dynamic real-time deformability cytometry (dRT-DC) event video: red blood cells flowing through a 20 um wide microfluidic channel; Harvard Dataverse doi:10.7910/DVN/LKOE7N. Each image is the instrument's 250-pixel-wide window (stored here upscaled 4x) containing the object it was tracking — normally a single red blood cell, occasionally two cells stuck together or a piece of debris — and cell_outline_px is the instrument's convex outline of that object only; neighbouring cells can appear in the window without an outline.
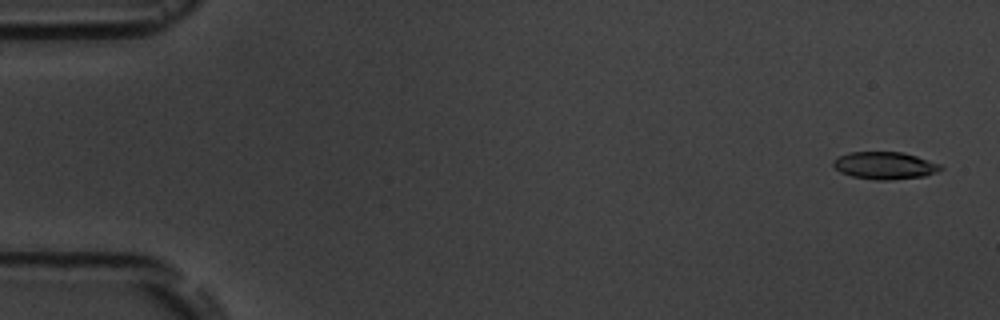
{"species": "common noctule bat (a hibernating species)", "species_latin": "Nyctalus noctula", "temperature_condition": "room temperature", "stored_images_in_passage": 11, "camera_frame_rate_fps": 3000, "um_per_image_px": 0.085, "animal": {"sex": "male", "body_mass_g": 19.5, "forearm_length_mm": 54.6}, "frame": {"image": 1, "passage_image": 1, "time_ms": 0.0, "image_size_px": [1000, 320], "cell_outline_px": [[944, 168], [936, 172], [924, 176], [888, 180], [876, 180], [852, 176], [840, 172], [832, 164], [832, 160], [836, 156], [848, 152], [904, 152], [940, 164]], "centroid_in_image_um": [75.17, 14.06], "position_along_channel_um": 9.8, "area_um2": 17.17}}
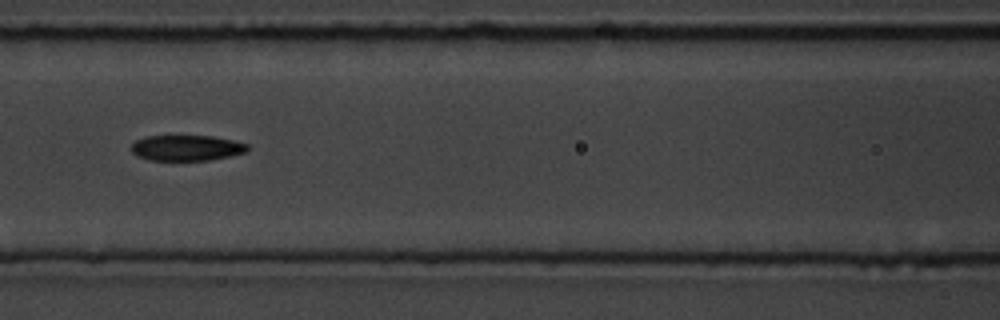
{"frame": {"image": 2, "passage_image": 7, "time_ms": 7.667, "image_size_px": [1000, 320], "cell_outline_px": [[248, 152], [208, 160], [148, 160], [136, 156], [132, 152], [132, 144], [136, 140], [148, 136], [212, 136], [232, 140], [248, 144]], "centroid_in_image_um": [15.85, 12.57], "position_along_channel_um": 150.7, "area_um2": 17.28}}
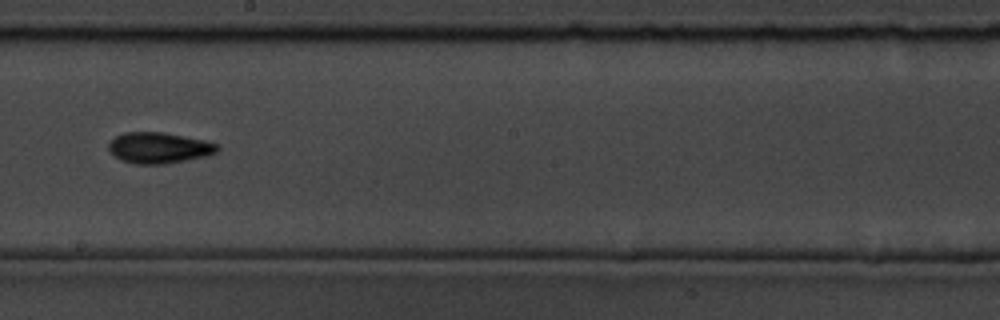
{"frame": {"image": 3, "passage_image": 9, "time_ms": 10.0, "image_size_px": [1000, 320], "cell_outline_px": [[220, 148], [216, 152], [204, 156], [164, 164], [136, 164], [120, 160], [108, 148], [108, 144], [116, 136], [124, 132], [160, 132], [184, 136], [204, 140], [216, 144]], "centroid_in_image_um": [13.49, 12.56], "position_along_channel_um": 234.7, "area_um2": 19.31}}